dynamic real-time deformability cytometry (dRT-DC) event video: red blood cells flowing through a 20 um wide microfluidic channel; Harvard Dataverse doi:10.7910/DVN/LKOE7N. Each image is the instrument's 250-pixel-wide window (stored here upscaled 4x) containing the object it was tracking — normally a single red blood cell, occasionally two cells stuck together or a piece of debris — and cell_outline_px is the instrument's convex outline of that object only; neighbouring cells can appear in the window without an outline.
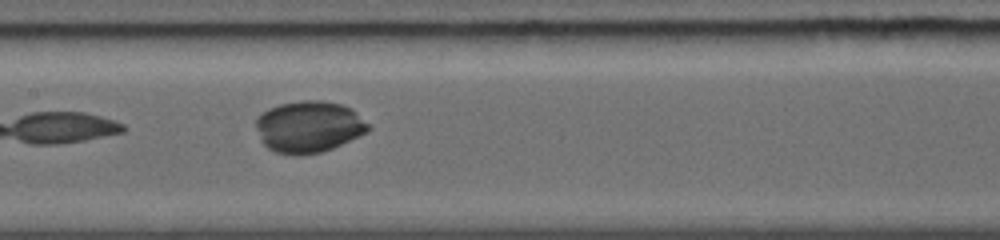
{"species": "common noctule bat (a hibernating species)", "species_latin": "Nyctalus noctula", "temperature_condition": "warm", "stored_images_in_passage": 22, "camera_frame_rate_fps": 5000, "um_per_image_px": 0.085, "animal": {"sex": "female", "body_mass_g": 19.0, "forearm_length_mm": 56.7}, "frame": {"image": 1, "passage_image": 7, "time_ms": 3.2, "image_size_px": [1000, 240], "cell_outline_px": [[372, 128], [332, 148], [320, 152], [276, 152], [268, 148], [264, 144], [256, 124], [256, 116], [268, 108], [280, 104], [300, 100], [320, 100], [344, 104], [352, 108]], "centroid_in_image_um": [26.25, 10.7], "position_along_channel_um": 181.2, "area_um2": 32.89}}